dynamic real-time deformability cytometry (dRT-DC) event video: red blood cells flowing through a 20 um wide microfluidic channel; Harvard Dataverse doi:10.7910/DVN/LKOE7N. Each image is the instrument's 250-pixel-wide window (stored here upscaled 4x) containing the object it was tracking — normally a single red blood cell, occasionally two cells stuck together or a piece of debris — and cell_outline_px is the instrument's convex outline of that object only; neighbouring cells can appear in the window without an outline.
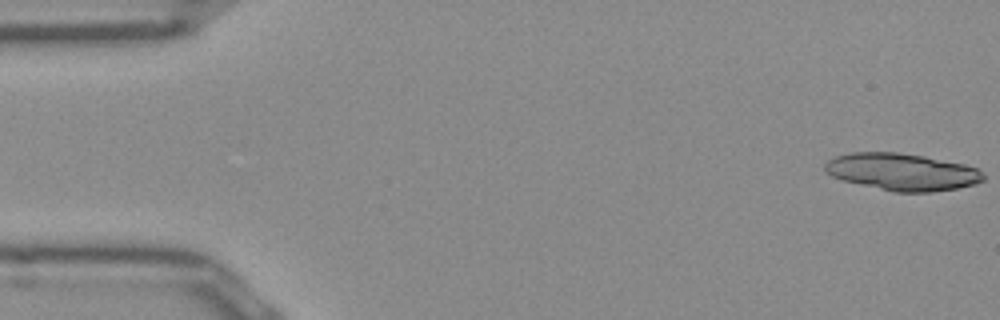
{"species": "Egyptian fruit bat (a non-hibernating species)", "species_latin": "Rousettus aegyptiacus", "temperature_condition": "room temperature", "stored_images_in_passage": 52, "segment_of_instrument_passage": [1, 2], "camera_frame_rate_fps": 3000, "um_per_image_px": 0.085, "frame": {"image": 1, "passage_image": 1, "time_ms": 0.0, "image_size_px": [1000, 320], "cell_outline_px": [[984, 180], [976, 184], [956, 188], [932, 192], [892, 192], [844, 180], [832, 176], [824, 172], [824, 164], [828, 160], [836, 156], [852, 152], [896, 152], [924, 156], [964, 164], [976, 168], [984, 176]], "centroid_in_image_um": [76.66, 14.61], "position_along_channel_um": 8.3, "area_um2": 34.16}}